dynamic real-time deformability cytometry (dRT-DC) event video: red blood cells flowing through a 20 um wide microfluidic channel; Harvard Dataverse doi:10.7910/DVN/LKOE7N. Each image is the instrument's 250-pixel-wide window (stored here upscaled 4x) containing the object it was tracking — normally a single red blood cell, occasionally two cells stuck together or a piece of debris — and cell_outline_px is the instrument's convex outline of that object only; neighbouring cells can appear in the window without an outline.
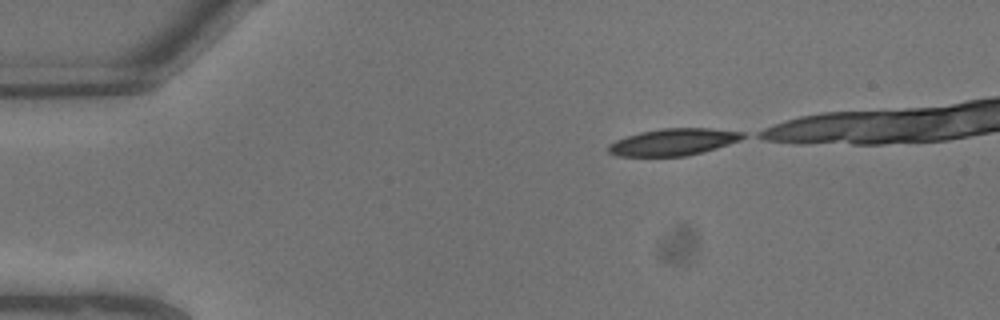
{"species": "common noctule bat (a hibernating species)", "species_latin": "Nyctalus noctula", "temperature_condition": "warm", "stored_images_in_passage": 2, "camera_frame_rate_fps": 3000, "um_per_image_px": 0.085, "animal": {"sex": "male", "body_mass_g": 13.3}, "frame": {"image": 1, "passage_image": 2, "time_ms": 0.333, "image_size_px": [1000, 320], "cell_outline_px": [[748, 136], [740, 140], [704, 152], [684, 156], [616, 156], [608, 152], [608, 144], [616, 140], [640, 132], [660, 128], [708, 128], [744, 132]], "centroid_in_image_um": [57.24, 12.07], "position_along_channel_um": 27.8, "area_um2": 21.1}}